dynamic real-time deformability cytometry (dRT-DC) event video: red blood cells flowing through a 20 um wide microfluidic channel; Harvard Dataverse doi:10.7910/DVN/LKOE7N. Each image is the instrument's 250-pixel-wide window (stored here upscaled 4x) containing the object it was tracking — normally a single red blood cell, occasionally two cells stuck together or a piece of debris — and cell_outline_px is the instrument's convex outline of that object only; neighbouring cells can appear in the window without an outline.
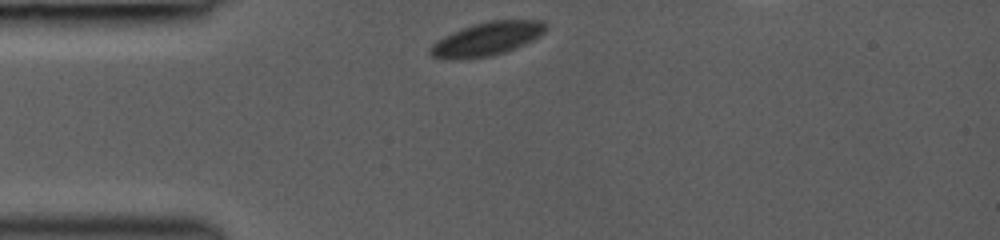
{"species": "common noctule bat (a hibernating species)", "species_latin": "Nyctalus noctula", "temperature_condition": "room temperature", "stored_images_in_passage": 31, "camera_frame_rate_fps": 3000, "um_per_image_px": 0.085, "animal": {"sex": "female", "body_mass_g": 19.0, "forearm_length_mm": 53.3}, "frame": {"image": 1, "passage_image": 1, "time_ms": 0.0, "image_size_px": [1000, 240], "cell_outline_px": [[548, 28], [540, 36], [516, 48], [492, 56], [460, 60], [444, 60], [432, 56], [428, 52], [428, 48], [436, 40], [452, 32], [472, 24], [488, 20], [540, 20], [548, 24]], "centroid_in_image_um": [41.35, 3.32], "position_along_channel_um": 43.6, "area_um2": 23.0}}
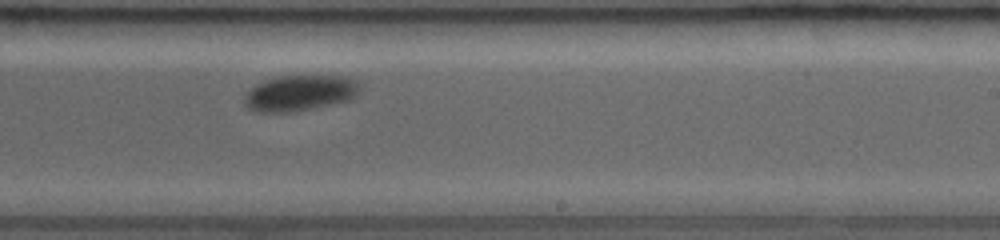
{"frame": {"image": 2, "passage_image": 19, "time_ms": 6.0, "image_size_px": [1000, 240], "cell_outline_px": [[360, 88], [356, 96], [348, 100], [332, 104], [292, 112], [256, 112], [248, 108], [244, 104], [244, 96], [256, 84], [264, 80], [276, 76], [340, 76], [356, 80]], "centroid_in_image_um": [25.45, 7.91], "position_along_channel_um": 263.5, "area_um2": 23.99}}
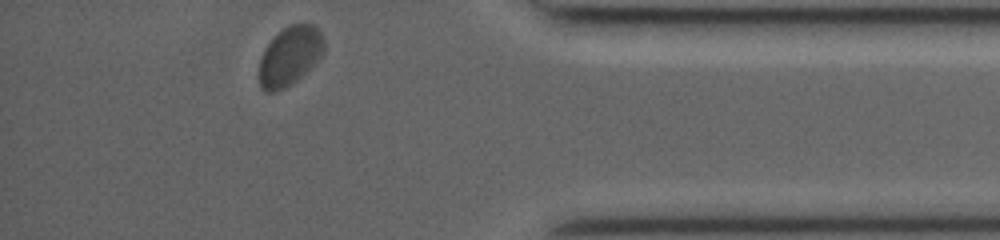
{"frame": {"image": 3, "passage_image": 31, "time_ms": 10.0, "image_size_px": [1000, 240], "cell_outline_px": [[324, 52], [296, 80], [284, 88], [276, 92], [268, 92], [260, 84], [260, 56], [264, 48], [288, 24], [312, 24], [324, 36]], "centroid_in_image_um": [24.63, 4.74], "position_along_channel_um": 410.6, "area_um2": 21.73}, "authors_computed_cell_mechanics": {"area_um2": 24.3338, "velocity_mm_per_s": 4.027, "shape_relaxation_time_tau1_ms": 4.4343, "shape_relaxation_time_tau2_ms": null, "deformation_change_tau1": 0.0567, "deformation_change_tau2": null}}